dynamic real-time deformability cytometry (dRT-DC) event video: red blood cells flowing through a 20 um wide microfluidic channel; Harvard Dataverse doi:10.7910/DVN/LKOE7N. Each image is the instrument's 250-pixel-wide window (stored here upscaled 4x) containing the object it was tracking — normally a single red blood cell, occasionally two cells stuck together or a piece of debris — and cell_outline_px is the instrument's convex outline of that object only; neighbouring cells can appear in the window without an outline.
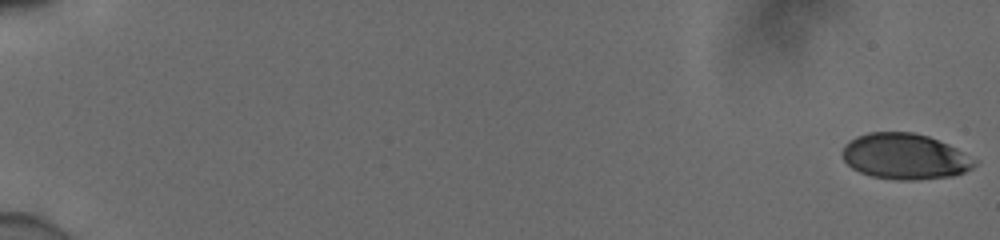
{"species": "human", "species_latin": "Homo sapiens", "temperature_condition": "cold", "stored_images_in_passage": 56, "camera_frame_rate_fps": 3000, "um_per_image_px": 0.085, "donor": {"sex": "male"}, "frame": {"image": 1, "passage_image": 1, "time_ms": 0.0, "image_size_px": [1000, 240], "cell_outline_px": [[980, 160], [972, 168], [964, 172], [952, 176], [916, 180], [896, 180], [872, 176], [860, 172], [852, 168], [844, 160], [840, 152], [844, 144], [856, 136], [868, 132], [912, 132], [928, 136], [948, 144]], "centroid_in_image_um": [76.92, 13.29], "position_along_channel_um": 8.1, "area_um2": 35.6}}
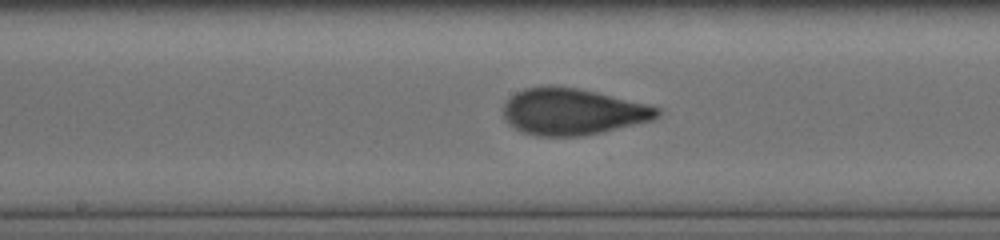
{"frame": {"image": 2, "passage_image": 32, "time_ms": 10.333, "image_size_px": [1000, 240], "cell_outline_px": [[660, 116], [652, 120], [584, 136], [536, 136], [524, 132], [508, 124], [504, 116], [504, 104], [516, 92], [524, 88], [576, 88], [596, 92], [660, 108]], "centroid_in_image_um": [48.67, 9.52], "position_along_channel_um": 199.5, "area_um2": 40.75}}
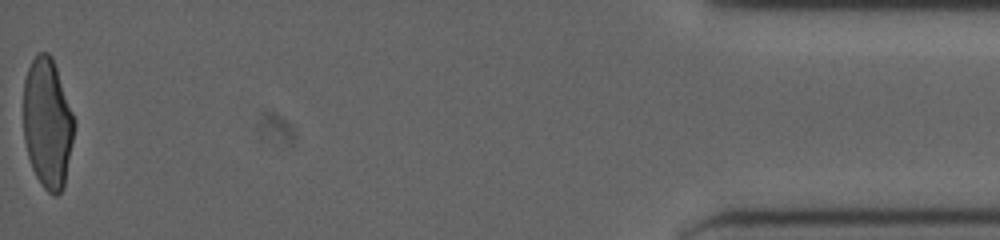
{"frame": {"image": 3, "passage_image": 56, "time_ms": 18.333, "image_size_px": [1000, 240], "cell_outline_px": [[76, 124], [64, 184], [60, 192], [56, 196], [52, 196], [40, 184], [32, 168], [28, 156], [24, 140], [24, 80], [28, 68], [32, 60], [40, 52], [48, 52], [52, 56], [76, 120]], "centroid_in_image_um": [4.05, 10.47], "position_along_channel_um": 431.2, "area_um2": 38.61}, "authors_computed_cell_mechanics": {"area_um2": 39.4774, "velocity_mm_per_s": 3.8999, "shape_relaxation_time_tau1_ms": 4.3726, "shape_relaxation_time_tau2_ms": null, "deformation_change_tau1": 0.1646, "deformation_change_tau2": null}}